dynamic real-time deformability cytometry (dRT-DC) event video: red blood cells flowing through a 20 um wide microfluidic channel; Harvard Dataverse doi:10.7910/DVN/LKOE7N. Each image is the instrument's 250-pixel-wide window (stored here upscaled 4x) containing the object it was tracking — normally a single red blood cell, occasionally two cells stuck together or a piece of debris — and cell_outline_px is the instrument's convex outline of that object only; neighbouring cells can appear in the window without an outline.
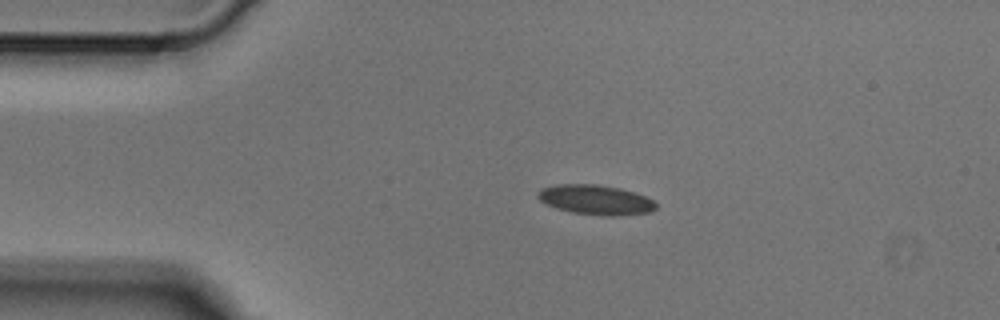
{"species": "Egyptian fruit bat (a non-hibernating species)", "species_latin": "Rousettus aegyptiacus", "temperature_condition": "cold", "stored_images_in_passage": 2, "camera_frame_rate_fps": 3000, "um_per_image_px": 0.085, "animal": {"sex": "male"}, "frame": {"image": 1, "passage_image": 1, "time_ms": 0.0, "image_size_px": [1000, 320], "cell_outline_px": [[656, 208], [652, 212], [620, 216], [604, 216], [572, 212], [556, 208], [540, 200], [536, 196], [536, 192], [540, 188], [556, 184], [596, 184], [620, 188], [644, 196], [652, 200], [656, 204]], "centroid_in_image_um": [50.61, 16.98], "position_along_channel_um": 34.4, "area_um2": 20.58}}